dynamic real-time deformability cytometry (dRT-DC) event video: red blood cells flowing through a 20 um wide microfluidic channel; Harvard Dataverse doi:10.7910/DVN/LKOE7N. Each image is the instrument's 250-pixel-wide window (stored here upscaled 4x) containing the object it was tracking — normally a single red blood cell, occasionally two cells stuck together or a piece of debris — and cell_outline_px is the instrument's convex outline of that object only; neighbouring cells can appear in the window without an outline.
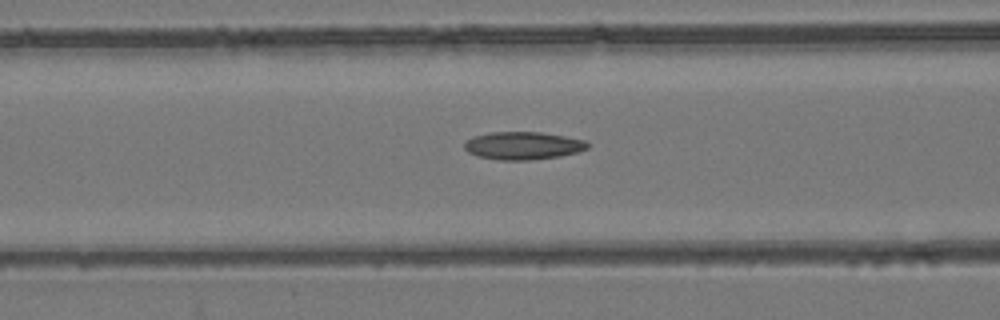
{"species": "common noctule bat (a hibernating species)", "species_latin": "Nyctalus noctula", "temperature_condition": "room temperature", "stored_images_in_passage": 50, "camera_frame_rate_fps": 3000, "um_per_image_px": 0.085, "animal": {"sex": "female", "body_mass_g": 24.6, "forearm_length_mm": 56.2}, "frame": {"image": 1, "passage_image": 19, "time_ms": 6.0, "image_size_px": [1000, 320], "cell_outline_px": [[588, 148], [576, 152], [560, 156], [528, 160], [500, 160], [476, 156], [468, 152], [464, 148], [464, 144], [472, 136], [492, 132], [540, 132], [564, 136], [584, 140], [588, 144]], "centroid_in_image_um": [44.42, 12.38], "position_along_channel_um": 122.2, "area_um2": 19.83}}
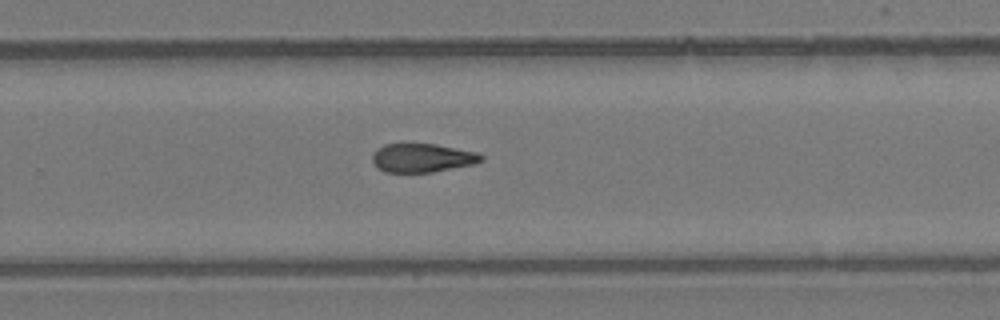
{"frame": {"image": 2, "passage_image": 32, "time_ms": 10.333, "image_size_px": [1000, 320], "cell_outline_px": [[484, 160], [476, 164], [432, 172], [384, 172], [372, 160], [372, 156], [376, 148], [384, 144], [436, 144], [476, 152], [484, 156]], "centroid_in_image_um": [35.92, 13.42], "position_along_channel_um": 293.9, "area_um2": 18.21}}
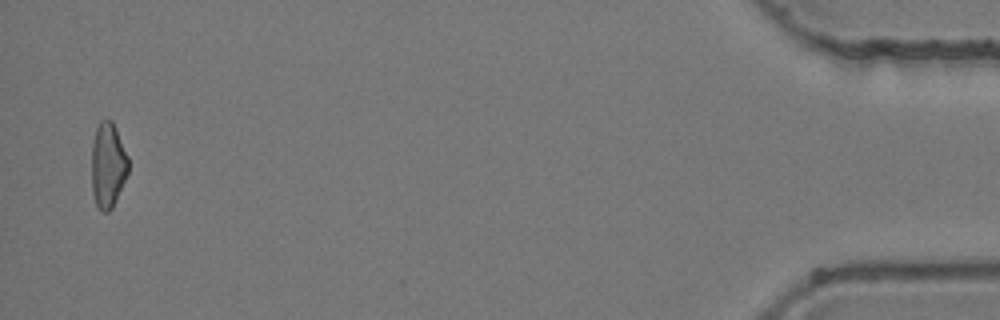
{"frame": {"image": 3, "passage_image": 49, "time_ms": 16.0, "image_size_px": [1000, 320], "cell_outline_px": [[128, 172], [116, 200], [112, 208], [108, 212], [100, 212], [96, 204], [92, 192], [92, 144], [96, 128], [100, 120], [112, 120], [116, 128], [128, 156]], "centroid_in_image_um": [9.17, 14.05], "position_along_channel_um": 426.0, "area_um2": 18.26}, "authors_computed_cell_mechanics": {"area_um2": 19.0162, "velocity_mm_per_s": 3.9657, "shape_relaxation_time_tau1_ms": null, "shape_relaxation_time_tau2_ms": 6.3744, "deformation_change_tau1": null, "deformation_change_tau2": 0.1646}}